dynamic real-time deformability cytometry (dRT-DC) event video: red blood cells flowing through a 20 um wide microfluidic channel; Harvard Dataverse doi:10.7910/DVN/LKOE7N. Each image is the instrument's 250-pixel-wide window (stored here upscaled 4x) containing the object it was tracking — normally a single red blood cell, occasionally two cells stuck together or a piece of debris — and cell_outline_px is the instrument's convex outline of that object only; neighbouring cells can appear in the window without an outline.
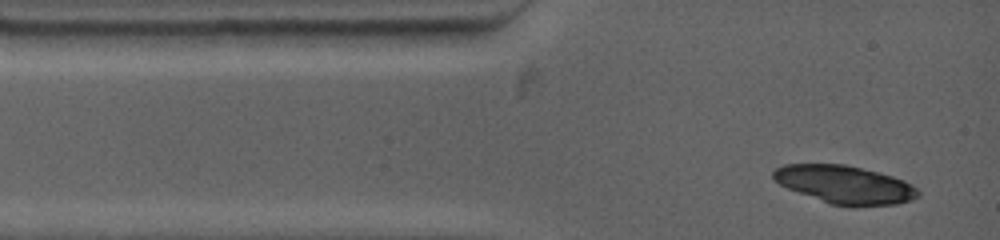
{"species": "common noctule bat (a hibernating species)", "species_latin": "Nyctalus noctula", "temperature_condition": "warm", "stored_images_in_passage": 1, "camera_frame_rate_fps": 4500, "um_per_image_px": 0.085, "animal": {"sex": "female", "body_mass_g": 19.0, "forearm_length_mm": 53.3}, "frame": {"image": 1, "passage_image": 1, "time_ms": 0.0, "image_size_px": [1000, 240], "cell_outline_px": [[920, 196], [896, 204], [856, 208], [852, 208], [828, 204], [788, 188], [780, 184], [772, 176], [772, 172], [776, 168], [784, 164], [844, 164], [880, 172], [904, 180], [912, 184], [920, 192]], "centroid_in_image_um": [71.83, 15.71], "position_along_channel_um": 13.2, "area_um2": 32.54}}